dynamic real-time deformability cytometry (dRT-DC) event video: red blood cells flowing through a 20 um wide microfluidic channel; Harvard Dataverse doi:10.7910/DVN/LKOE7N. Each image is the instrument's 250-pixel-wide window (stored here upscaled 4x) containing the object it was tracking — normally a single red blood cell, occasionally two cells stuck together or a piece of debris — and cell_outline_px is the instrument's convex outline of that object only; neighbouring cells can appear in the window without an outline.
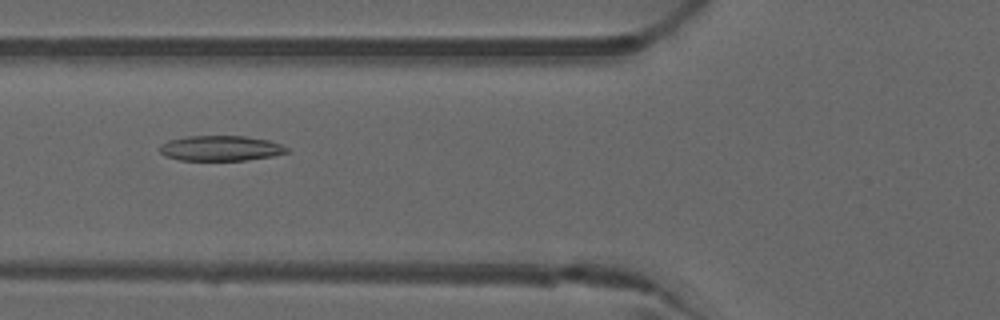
{"species": "common noctule bat (a hibernating species)", "species_latin": "Nyctalus noctula", "temperature_condition": "warm", "stored_images_in_passage": 19, "camera_frame_rate_fps": 3000, "um_per_image_px": 0.085, "animal": {"sex": "male", "forearm_length_mm": 52.5}, "frame": {"image": 1, "passage_image": 7, "time_ms": 2.0, "image_size_px": [1000, 320], "cell_outline_px": [[288, 152], [272, 156], [244, 160], [180, 160], [164, 156], [160, 152], [160, 144], [168, 140], [188, 136], [244, 136], [268, 140], [280, 144], [288, 148]], "centroid_in_image_um": [18.72, 12.6], "position_along_channel_um": 107.1, "area_um2": 18.61}}
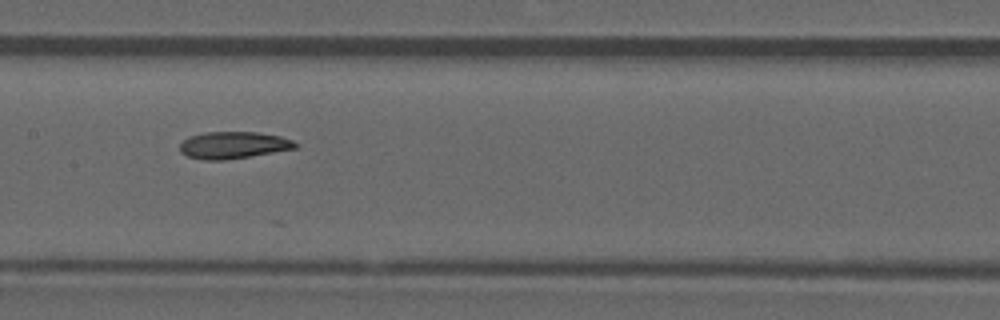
{"frame": {"image": 2, "passage_image": 13, "time_ms": 4.0, "image_size_px": [1000, 320], "cell_outline_px": [[300, 144], [296, 148], [224, 160], [204, 160], [188, 156], [180, 152], [180, 144], [188, 136], [204, 132], [256, 132], [280, 136], [292, 140]], "centroid_in_image_um": [19.82, 12.32], "position_along_channel_um": 187.6, "area_um2": 18.03}}
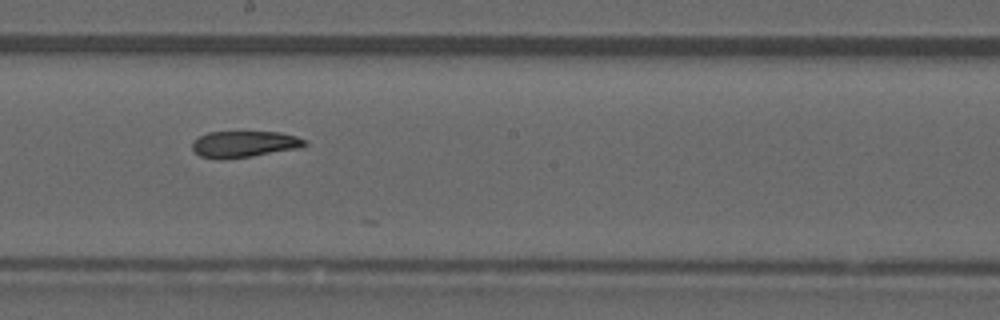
{"frame": {"image": 3, "passage_image": 16, "time_ms": 5.0, "image_size_px": [1000, 320], "cell_outline_px": [[308, 144], [300, 148], [252, 156], [220, 160], [200, 156], [192, 148], [192, 140], [208, 132], [280, 132], [296, 136], [308, 140]], "centroid_in_image_um": [20.77, 12.25], "position_along_channel_um": 227.4, "area_um2": 17.46}}